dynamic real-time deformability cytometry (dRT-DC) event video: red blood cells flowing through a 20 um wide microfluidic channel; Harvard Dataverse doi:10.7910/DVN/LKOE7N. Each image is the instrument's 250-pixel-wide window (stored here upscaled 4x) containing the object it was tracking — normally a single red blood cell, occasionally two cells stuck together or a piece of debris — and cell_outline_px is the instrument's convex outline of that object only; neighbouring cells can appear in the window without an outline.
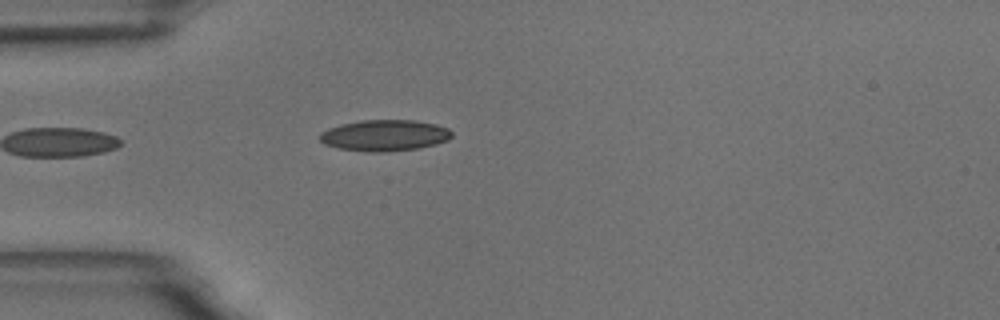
{"species": "common noctule bat (a hibernating species)", "species_latin": "Nyctalus noctula", "temperature_condition": "room temperature", "stored_images_in_passage": 12, "camera_frame_rate_fps": 3000, "um_per_image_px": 0.085, "animal": {"sex": "male", "body_mass_g": 18.8}, "frame": {"image": 1, "passage_image": 1, "time_ms": 0.0, "image_size_px": [1000, 320], "cell_outline_px": [[452, 136], [448, 140], [436, 144], [420, 148], [384, 152], [368, 152], [340, 148], [324, 144], [320, 140], [320, 132], [328, 128], [340, 124], [360, 120], [416, 120], [436, 124], [448, 128], [452, 132]], "centroid_in_image_um": [32.7, 11.5], "position_along_channel_um": 52.3, "area_um2": 24.16}}
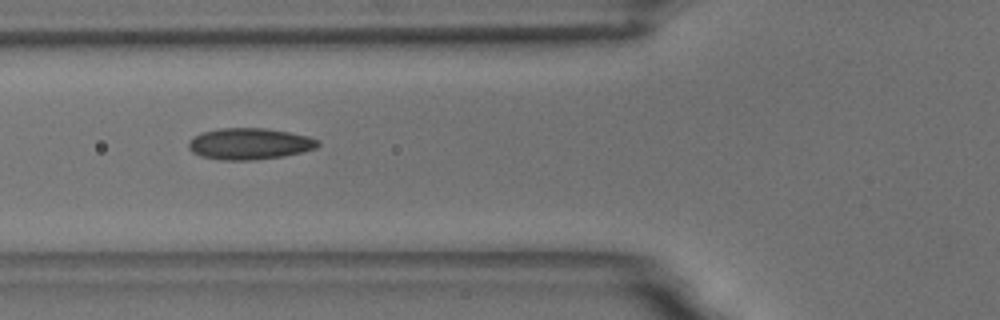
{"frame": {"image": 2, "passage_image": 6, "time_ms": 1.667, "image_size_px": [1000, 320], "cell_outline_px": [[320, 144], [316, 148], [304, 152], [284, 156], [252, 160], [220, 160], [200, 156], [192, 152], [188, 148], [188, 140], [200, 132], [220, 128], [264, 128], [288, 132], [308, 136], [320, 140]], "centroid_in_image_um": [21.19, 12.22], "position_along_channel_um": 104.6, "area_um2": 23.93}}